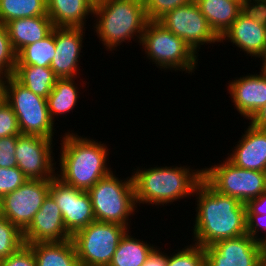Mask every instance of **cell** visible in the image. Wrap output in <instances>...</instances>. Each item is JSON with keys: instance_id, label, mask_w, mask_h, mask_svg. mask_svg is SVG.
<instances>
[{"instance_id": "28", "label": "cell", "mask_w": 266, "mask_h": 266, "mask_svg": "<svg viewBox=\"0 0 266 266\" xmlns=\"http://www.w3.org/2000/svg\"><path fill=\"white\" fill-rule=\"evenodd\" d=\"M47 15V0H0V23Z\"/></svg>"}, {"instance_id": "32", "label": "cell", "mask_w": 266, "mask_h": 266, "mask_svg": "<svg viewBox=\"0 0 266 266\" xmlns=\"http://www.w3.org/2000/svg\"><path fill=\"white\" fill-rule=\"evenodd\" d=\"M148 21H157L165 13L196 0H143Z\"/></svg>"}, {"instance_id": "18", "label": "cell", "mask_w": 266, "mask_h": 266, "mask_svg": "<svg viewBox=\"0 0 266 266\" xmlns=\"http://www.w3.org/2000/svg\"><path fill=\"white\" fill-rule=\"evenodd\" d=\"M248 125L226 158L240 168L266 172V130Z\"/></svg>"}, {"instance_id": "31", "label": "cell", "mask_w": 266, "mask_h": 266, "mask_svg": "<svg viewBox=\"0 0 266 266\" xmlns=\"http://www.w3.org/2000/svg\"><path fill=\"white\" fill-rule=\"evenodd\" d=\"M17 63L15 52L5 24L0 23V72L13 76Z\"/></svg>"}, {"instance_id": "40", "label": "cell", "mask_w": 266, "mask_h": 266, "mask_svg": "<svg viewBox=\"0 0 266 266\" xmlns=\"http://www.w3.org/2000/svg\"><path fill=\"white\" fill-rule=\"evenodd\" d=\"M157 246L142 266H166V250L162 251Z\"/></svg>"}, {"instance_id": "17", "label": "cell", "mask_w": 266, "mask_h": 266, "mask_svg": "<svg viewBox=\"0 0 266 266\" xmlns=\"http://www.w3.org/2000/svg\"><path fill=\"white\" fill-rule=\"evenodd\" d=\"M258 73L234 77L226 84L234 109L246 120L266 104V75Z\"/></svg>"}, {"instance_id": "26", "label": "cell", "mask_w": 266, "mask_h": 266, "mask_svg": "<svg viewBox=\"0 0 266 266\" xmlns=\"http://www.w3.org/2000/svg\"><path fill=\"white\" fill-rule=\"evenodd\" d=\"M13 77L34 94L47 98L57 77L50 67L16 65Z\"/></svg>"}, {"instance_id": "12", "label": "cell", "mask_w": 266, "mask_h": 266, "mask_svg": "<svg viewBox=\"0 0 266 266\" xmlns=\"http://www.w3.org/2000/svg\"><path fill=\"white\" fill-rule=\"evenodd\" d=\"M206 266H265L266 246L248 234L204 247Z\"/></svg>"}, {"instance_id": "24", "label": "cell", "mask_w": 266, "mask_h": 266, "mask_svg": "<svg viewBox=\"0 0 266 266\" xmlns=\"http://www.w3.org/2000/svg\"><path fill=\"white\" fill-rule=\"evenodd\" d=\"M75 80L77 78H57L51 93L46 98L49 114L54 123L56 118L59 119L58 116H67L71 111L73 113V110H75L74 107L77 106L76 103H78V99L80 98L78 95L81 91L78 85L81 86L83 84L81 86L83 89L87 82L80 79V84H77Z\"/></svg>"}, {"instance_id": "3", "label": "cell", "mask_w": 266, "mask_h": 266, "mask_svg": "<svg viewBox=\"0 0 266 266\" xmlns=\"http://www.w3.org/2000/svg\"><path fill=\"white\" fill-rule=\"evenodd\" d=\"M188 166V167H187ZM189 165L141 166L131 171L137 207L147 204L158 209L175 201L193 197L194 190L203 178V168L192 169Z\"/></svg>"}, {"instance_id": "36", "label": "cell", "mask_w": 266, "mask_h": 266, "mask_svg": "<svg viewBox=\"0 0 266 266\" xmlns=\"http://www.w3.org/2000/svg\"><path fill=\"white\" fill-rule=\"evenodd\" d=\"M246 230L252 239L266 246V215L246 214Z\"/></svg>"}, {"instance_id": "13", "label": "cell", "mask_w": 266, "mask_h": 266, "mask_svg": "<svg viewBox=\"0 0 266 266\" xmlns=\"http://www.w3.org/2000/svg\"><path fill=\"white\" fill-rule=\"evenodd\" d=\"M51 180L28 179L1 198L2 216L22 232L30 225L50 191Z\"/></svg>"}, {"instance_id": "9", "label": "cell", "mask_w": 266, "mask_h": 266, "mask_svg": "<svg viewBox=\"0 0 266 266\" xmlns=\"http://www.w3.org/2000/svg\"><path fill=\"white\" fill-rule=\"evenodd\" d=\"M224 159L221 163L203 168V178L216 191L245 204L266 191V172L240 168Z\"/></svg>"}, {"instance_id": "15", "label": "cell", "mask_w": 266, "mask_h": 266, "mask_svg": "<svg viewBox=\"0 0 266 266\" xmlns=\"http://www.w3.org/2000/svg\"><path fill=\"white\" fill-rule=\"evenodd\" d=\"M85 31V28L55 27L56 53L50 68L57 78H80Z\"/></svg>"}, {"instance_id": "30", "label": "cell", "mask_w": 266, "mask_h": 266, "mask_svg": "<svg viewBox=\"0 0 266 266\" xmlns=\"http://www.w3.org/2000/svg\"><path fill=\"white\" fill-rule=\"evenodd\" d=\"M24 244L23 232L2 216L0 218V260L8 258Z\"/></svg>"}, {"instance_id": "19", "label": "cell", "mask_w": 266, "mask_h": 266, "mask_svg": "<svg viewBox=\"0 0 266 266\" xmlns=\"http://www.w3.org/2000/svg\"><path fill=\"white\" fill-rule=\"evenodd\" d=\"M223 41L232 43L245 56L254 57L256 61L266 52V25L240 14L220 38V43Z\"/></svg>"}, {"instance_id": "44", "label": "cell", "mask_w": 266, "mask_h": 266, "mask_svg": "<svg viewBox=\"0 0 266 266\" xmlns=\"http://www.w3.org/2000/svg\"><path fill=\"white\" fill-rule=\"evenodd\" d=\"M2 217V207H1V198H0V218Z\"/></svg>"}, {"instance_id": "6", "label": "cell", "mask_w": 266, "mask_h": 266, "mask_svg": "<svg viewBox=\"0 0 266 266\" xmlns=\"http://www.w3.org/2000/svg\"><path fill=\"white\" fill-rule=\"evenodd\" d=\"M140 45L146 59L161 71H185L184 74L192 75L199 66L200 54L197 55L182 38L165 29L157 21L147 22Z\"/></svg>"}, {"instance_id": "33", "label": "cell", "mask_w": 266, "mask_h": 266, "mask_svg": "<svg viewBox=\"0 0 266 266\" xmlns=\"http://www.w3.org/2000/svg\"><path fill=\"white\" fill-rule=\"evenodd\" d=\"M27 180L18 167H0V198L18 189Z\"/></svg>"}, {"instance_id": "20", "label": "cell", "mask_w": 266, "mask_h": 266, "mask_svg": "<svg viewBox=\"0 0 266 266\" xmlns=\"http://www.w3.org/2000/svg\"><path fill=\"white\" fill-rule=\"evenodd\" d=\"M94 6L95 0H47V15L54 27L87 28Z\"/></svg>"}, {"instance_id": "5", "label": "cell", "mask_w": 266, "mask_h": 266, "mask_svg": "<svg viewBox=\"0 0 266 266\" xmlns=\"http://www.w3.org/2000/svg\"><path fill=\"white\" fill-rule=\"evenodd\" d=\"M112 171L100 179L87 192L96 221L115 223L132 229V216L137 212L132 175L126 178L116 176ZM131 220V221H130Z\"/></svg>"}, {"instance_id": "45", "label": "cell", "mask_w": 266, "mask_h": 266, "mask_svg": "<svg viewBox=\"0 0 266 266\" xmlns=\"http://www.w3.org/2000/svg\"><path fill=\"white\" fill-rule=\"evenodd\" d=\"M233 1L242 3L244 0H233Z\"/></svg>"}, {"instance_id": "35", "label": "cell", "mask_w": 266, "mask_h": 266, "mask_svg": "<svg viewBox=\"0 0 266 266\" xmlns=\"http://www.w3.org/2000/svg\"><path fill=\"white\" fill-rule=\"evenodd\" d=\"M18 136H7L0 138V167H17L15 157Z\"/></svg>"}, {"instance_id": "39", "label": "cell", "mask_w": 266, "mask_h": 266, "mask_svg": "<svg viewBox=\"0 0 266 266\" xmlns=\"http://www.w3.org/2000/svg\"><path fill=\"white\" fill-rule=\"evenodd\" d=\"M246 214L266 215V191L246 203Z\"/></svg>"}, {"instance_id": "16", "label": "cell", "mask_w": 266, "mask_h": 266, "mask_svg": "<svg viewBox=\"0 0 266 266\" xmlns=\"http://www.w3.org/2000/svg\"><path fill=\"white\" fill-rule=\"evenodd\" d=\"M71 237L64 226L60 208L48 194L30 225L23 231L24 243L65 241Z\"/></svg>"}, {"instance_id": "14", "label": "cell", "mask_w": 266, "mask_h": 266, "mask_svg": "<svg viewBox=\"0 0 266 266\" xmlns=\"http://www.w3.org/2000/svg\"><path fill=\"white\" fill-rule=\"evenodd\" d=\"M49 194L60 208L64 226L71 235L95 221L87 191L65 184L55 176L51 179Z\"/></svg>"}, {"instance_id": "25", "label": "cell", "mask_w": 266, "mask_h": 266, "mask_svg": "<svg viewBox=\"0 0 266 266\" xmlns=\"http://www.w3.org/2000/svg\"><path fill=\"white\" fill-rule=\"evenodd\" d=\"M131 233L128 230L121 238L108 266H142L157 247L147 240L145 242L143 239H137Z\"/></svg>"}, {"instance_id": "27", "label": "cell", "mask_w": 266, "mask_h": 266, "mask_svg": "<svg viewBox=\"0 0 266 266\" xmlns=\"http://www.w3.org/2000/svg\"><path fill=\"white\" fill-rule=\"evenodd\" d=\"M55 27L44 39L27 45L17 53L16 65L50 67L55 51Z\"/></svg>"}, {"instance_id": "34", "label": "cell", "mask_w": 266, "mask_h": 266, "mask_svg": "<svg viewBox=\"0 0 266 266\" xmlns=\"http://www.w3.org/2000/svg\"><path fill=\"white\" fill-rule=\"evenodd\" d=\"M21 135L17 116L7 101L0 104V138Z\"/></svg>"}, {"instance_id": "22", "label": "cell", "mask_w": 266, "mask_h": 266, "mask_svg": "<svg viewBox=\"0 0 266 266\" xmlns=\"http://www.w3.org/2000/svg\"><path fill=\"white\" fill-rule=\"evenodd\" d=\"M27 245L34 253L36 266H81L71 239Z\"/></svg>"}, {"instance_id": "43", "label": "cell", "mask_w": 266, "mask_h": 266, "mask_svg": "<svg viewBox=\"0 0 266 266\" xmlns=\"http://www.w3.org/2000/svg\"><path fill=\"white\" fill-rule=\"evenodd\" d=\"M259 60L262 62L260 70L264 75H266V52L263 54V56Z\"/></svg>"}, {"instance_id": "11", "label": "cell", "mask_w": 266, "mask_h": 266, "mask_svg": "<svg viewBox=\"0 0 266 266\" xmlns=\"http://www.w3.org/2000/svg\"><path fill=\"white\" fill-rule=\"evenodd\" d=\"M53 139L38 135H18L15 157L17 167L30 180H51L56 176Z\"/></svg>"}, {"instance_id": "29", "label": "cell", "mask_w": 266, "mask_h": 266, "mask_svg": "<svg viewBox=\"0 0 266 266\" xmlns=\"http://www.w3.org/2000/svg\"><path fill=\"white\" fill-rule=\"evenodd\" d=\"M166 266H206L204 248L192 242L170 254L167 252Z\"/></svg>"}, {"instance_id": "41", "label": "cell", "mask_w": 266, "mask_h": 266, "mask_svg": "<svg viewBox=\"0 0 266 266\" xmlns=\"http://www.w3.org/2000/svg\"><path fill=\"white\" fill-rule=\"evenodd\" d=\"M249 124L255 128L266 130V104L253 114L249 119Z\"/></svg>"}, {"instance_id": "4", "label": "cell", "mask_w": 266, "mask_h": 266, "mask_svg": "<svg viewBox=\"0 0 266 266\" xmlns=\"http://www.w3.org/2000/svg\"><path fill=\"white\" fill-rule=\"evenodd\" d=\"M93 17V32L107 52L124 42L140 44L148 22L143 0H97Z\"/></svg>"}, {"instance_id": "21", "label": "cell", "mask_w": 266, "mask_h": 266, "mask_svg": "<svg viewBox=\"0 0 266 266\" xmlns=\"http://www.w3.org/2000/svg\"><path fill=\"white\" fill-rule=\"evenodd\" d=\"M5 25L16 53L25 46L44 39L54 28L48 15L10 20Z\"/></svg>"}, {"instance_id": "38", "label": "cell", "mask_w": 266, "mask_h": 266, "mask_svg": "<svg viewBox=\"0 0 266 266\" xmlns=\"http://www.w3.org/2000/svg\"><path fill=\"white\" fill-rule=\"evenodd\" d=\"M241 14L266 25V0H244L241 3Z\"/></svg>"}, {"instance_id": "42", "label": "cell", "mask_w": 266, "mask_h": 266, "mask_svg": "<svg viewBox=\"0 0 266 266\" xmlns=\"http://www.w3.org/2000/svg\"><path fill=\"white\" fill-rule=\"evenodd\" d=\"M9 76L0 72V104L6 101V86Z\"/></svg>"}, {"instance_id": "8", "label": "cell", "mask_w": 266, "mask_h": 266, "mask_svg": "<svg viewBox=\"0 0 266 266\" xmlns=\"http://www.w3.org/2000/svg\"><path fill=\"white\" fill-rule=\"evenodd\" d=\"M129 229L123 225L93 221L75 232L74 243L81 266H108L119 241Z\"/></svg>"}, {"instance_id": "1", "label": "cell", "mask_w": 266, "mask_h": 266, "mask_svg": "<svg viewBox=\"0 0 266 266\" xmlns=\"http://www.w3.org/2000/svg\"><path fill=\"white\" fill-rule=\"evenodd\" d=\"M194 196L196 214L191 242L204 248L247 234L245 203L219 193L204 178L196 186Z\"/></svg>"}, {"instance_id": "7", "label": "cell", "mask_w": 266, "mask_h": 266, "mask_svg": "<svg viewBox=\"0 0 266 266\" xmlns=\"http://www.w3.org/2000/svg\"><path fill=\"white\" fill-rule=\"evenodd\" d=\"M6 101L17 116L22 135L54 138L56 123L50 117L46 98L34 94L13 76H9Z\"/></svg>"}, {"instance_id": "2", "label": "cell", "mask_w": 266, "mask_h": 266, "mask_svg": "<svg viewBox=\"0 0 266 266\" xmlns=\"http://www.w3.org/2000/svg\"><path fill=\"white\" fill-rule=\"evenodd\" d=\"M60 138L56 177L65 184L88 191L113 171L108 165L110 149L106 143L84 134L79 136L74 130L66 131Z\"/></svg>"}, {"instance_id": "37", "label": "cell", "mask_w": 266, "mask_h": 266, "mask_svg": "<svg viewBox=\"0 0 266 266\" xmlns=\"http://www.w3.org/2000/svg\"><path fill=\"white\" fill-rule=\"evenodd\" d=\"M0 266H36V260L32 249L24 244L8 258L0 260Z\"/></svg>"}, {"instance_id": "10", "label": "cell", "mask_w": 266, "mask_h": 266, "mask_svg": "<svg viewBox=\"0 0 266 266\" xmlns=\"http://www.w3.org/2000/svg\"><path fill=\"white\" fill-rule=\"evenodd\" d=\"M157 22L182 38L197 55L202 45L220 43L195 1L165 13Z\"/></svg>"}, {"instance_id": "23", "label": "cell", "mask_w": 266, "mask_h": 266, "mask_svg": "<svg viewBox=\"0 0 266 266\" xmlns=\"http://www.w3.org/2000/svg\"><path fill=\"white\" fill-rule=\"evenodd\" d=\"M195 2L219 38L241 14V3L233 0H196Z\"/></svg>"}]
</instances>
